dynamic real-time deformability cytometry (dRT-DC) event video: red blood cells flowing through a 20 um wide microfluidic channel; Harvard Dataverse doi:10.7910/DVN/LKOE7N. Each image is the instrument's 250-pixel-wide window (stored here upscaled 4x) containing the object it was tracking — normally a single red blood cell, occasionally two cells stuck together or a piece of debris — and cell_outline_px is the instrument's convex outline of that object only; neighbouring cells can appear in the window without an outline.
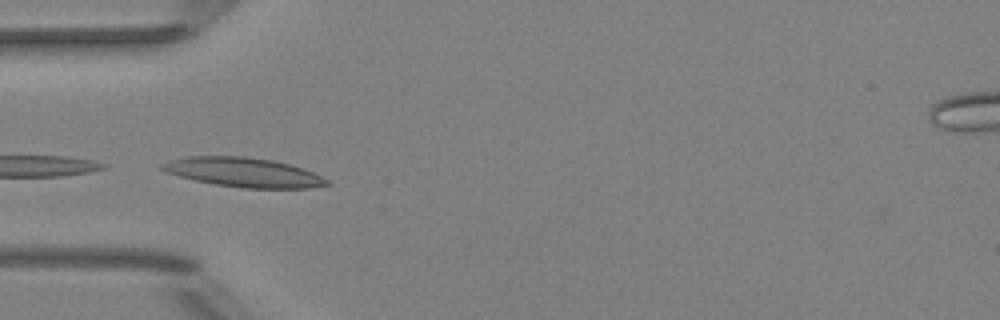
{"species": "Egyptian fruit bat (a non-hibernating species)", "species_latin": "Rousettus aegyptiacus", "temperature_condition": "room temperature", "stored_images_in_passage": 11, "camera_frame_rate_fps": 3000, "um_per_image_px": 0.085, "animal": {"sex": "female"}, "frame": {"image": 1, "passage_image": 8, "time_ms": 9.0, "image_size_px": [1000, 320], "cell_outline_px": [[332, 184], [308, 188], [244, 188], [216, 184], [196, 180], [164, 172], [160, 168], [160, 164], [168, 160], [188, 156], [244, 156], [272, 160], [288, 164], [312, 172], [328, 180]], "centroid_in_image_um": [20.66, 14.64], "position_along_channel_um": 64.3, "area_um2": 27.98}}
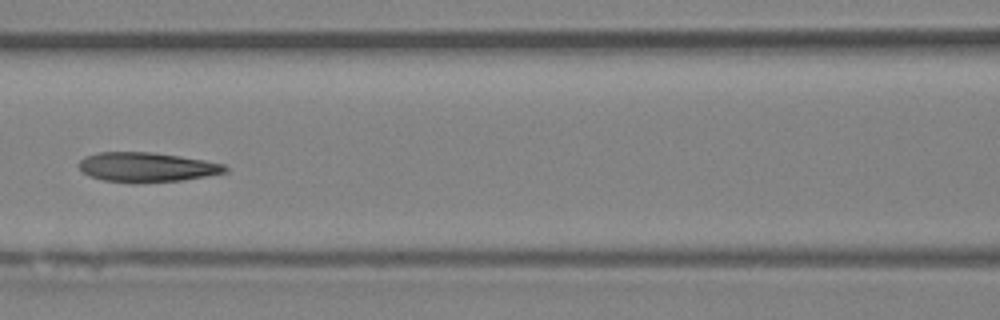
{"frame": {"image": 2, "passage_image": 10, "time_ms": 11.333, "image_size_px": [1000, 320], "cell_outline_px": [[228, 172], [180, 180], [136, 184], [132, 184], [104, 180], [92, 176], [84, 172], [80, 168], [80, 160], [84, 156], [100, 152], [152, 152], [180, 156], [204, 160], [224, 164], [228, 168]], "centroid_in_image_um": [12.48, 14.21], "position_along_channel_um": 154.1, "area_um2": 25.2}}
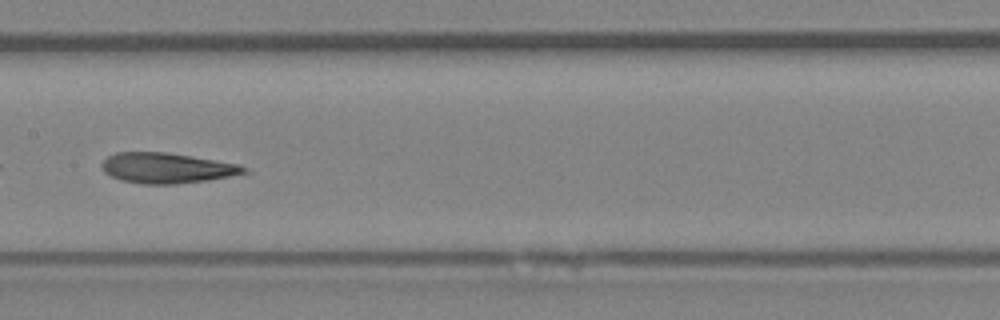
{"frame": {"image": 3, "passage_image": 11, "time_ms": 12.333, "image_size_px": [1000, 320], "cell_outline_px": [[252, 172], [208, 180], [176, 184], [144, 184], [120, 180], [104, 172], [100, 164], [108, 156], [116, 152], [164, 152], [192, 156], [240, 164], [248, 168]], "centroid_in_image_um": [14.21, 14.28], "position_along_channel_um": 193.2, "area_um2": 25.32}}